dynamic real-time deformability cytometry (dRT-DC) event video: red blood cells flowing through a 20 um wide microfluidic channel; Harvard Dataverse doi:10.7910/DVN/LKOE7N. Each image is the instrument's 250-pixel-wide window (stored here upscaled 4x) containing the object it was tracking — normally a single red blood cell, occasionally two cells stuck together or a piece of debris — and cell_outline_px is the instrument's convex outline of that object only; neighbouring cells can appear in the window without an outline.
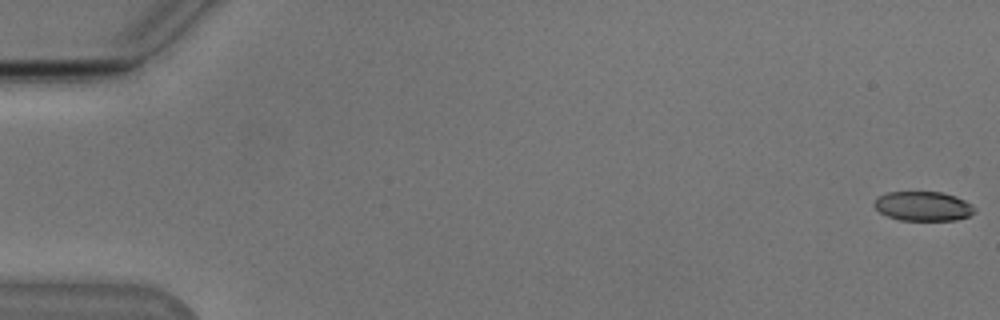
{"species": "Egyptian fruit bat (a non-hibernating species)", "species_latin": "Rousettus aegyptiacus", "temperature_condition": "cold", "stored_images_in_passage": 42, "camera_frame_rate_fps": 3000, "um_per_image_px": 0.085, "animal": {"sex": "male"}, "frame": {"image": 1, "passage_image": 1, "time_ms": 0.0, "image_size_px": [1000, 320], "cell_outline_px": [[976, 212], [968, 216], [956, 220], [900, 220], [888, 216], [880, 212], [872, 204], [880, 196], [888, 192], [940, 192], [956, 196], [972, 204], [976, 208]], "centroid_in_image_um": [78.5, 17.53], "position_along_channel_um": 6.5, "area_um2": 17.17}}
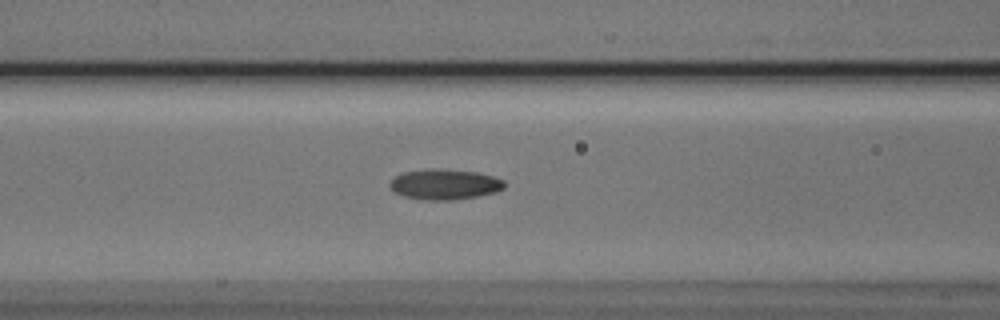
{"frame": {"image": 2, "passage_image": 23, "time_ms": 7.333, "image_size_px": [1000, 320], "cell_outline_px": [[504, 188], [496, 192], [480, 196], [456, 200], [424, 200], [404, 196], [396, 192], [388, 184], [396, 176], [404, 172], [428, 168], [436, 168], [476, 172], [496, 176], [504, 180]], "centroid_in_image_um": [37.84, 15.67], "position_along_channel_um": 128.8, "area_um2": 20.46}}
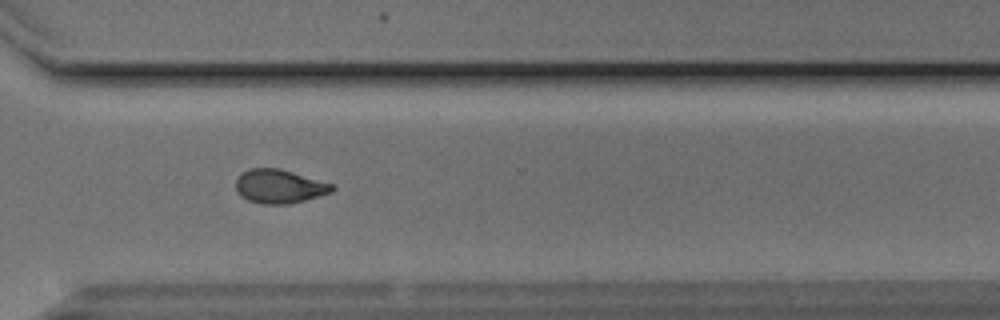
{"frame": {"image": 3, "passage_image": 40, "time_ms": 13.0, "image_size_px": [1000, 320], "cell_outline_px": [[336, 188], [332, 192], [304, 200], [288, 204], [260, 204], [248, 200], [240, 196], [236, 192], [236, 180], [248, 168], [280, 168], [336, 184]], "centroid_in_image_um": [23.77, 15.84], "position_along_channel_um": 346.8, "area_um2": 19.19}}